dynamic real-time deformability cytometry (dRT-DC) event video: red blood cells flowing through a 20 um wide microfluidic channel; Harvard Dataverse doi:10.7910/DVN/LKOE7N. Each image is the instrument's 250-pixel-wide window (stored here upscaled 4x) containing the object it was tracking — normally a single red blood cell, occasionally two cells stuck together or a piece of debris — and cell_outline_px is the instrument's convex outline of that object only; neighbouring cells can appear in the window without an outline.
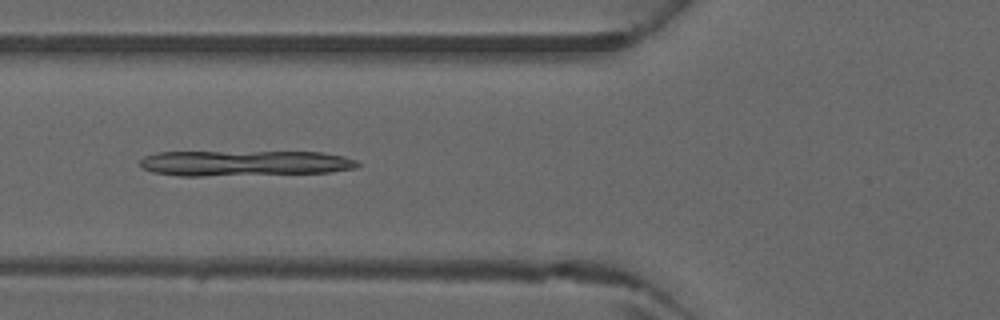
{"species": "common noctule bat (a hibernating species)", "species_latin": "Nyctalus noctula", "temperature_condition": "warm", "stored_images_in_passage": 16, "camera_frame_rate_fps": 3000, "um_per_image_px": 0.085, "animal": {"sex": "male", "forearm_length_mm": 52.5}, "frame": {"image": 1, "passage_image": 10, "time_ms": 3.0, "image_size_px": [1000, 320], "cell_outline_px": [[360, 164], [356, 168], [332, 172], [204, 176], [180, 176], [152, 172], [144, 168], [140, 164], [140, 160], [144, 156], [156, 152], [320, 152], [344, 156], [356, 160]], "centroid_in_image_um": [20.78, 13.87], "position_along_channel_um": 105.0, "area_um2": 32.43}}